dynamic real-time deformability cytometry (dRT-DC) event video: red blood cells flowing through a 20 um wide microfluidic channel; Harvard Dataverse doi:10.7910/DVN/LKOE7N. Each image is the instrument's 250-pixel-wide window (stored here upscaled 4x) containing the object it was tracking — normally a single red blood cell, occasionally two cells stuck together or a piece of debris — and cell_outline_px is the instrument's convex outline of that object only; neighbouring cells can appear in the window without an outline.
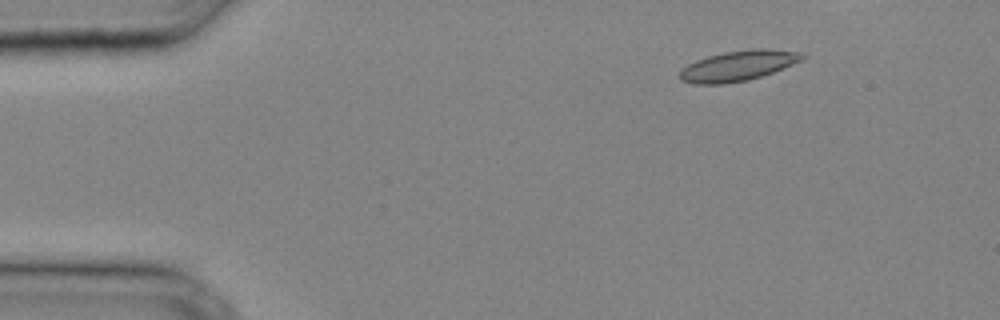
{"species": "common noctule bat (a hibernating species)", "species_latin": "Nyctalus noctula", "temperature_condition": "cold", "stored_images_in_passage": 30, "camera_frame_rate_fps": 3000, "um_per_image_px": 0.085, "animal": {"sex": "male", "body_mass_g": 20.4}, "frame": {"image": 1, "passage_image": 5, "time_ms": 1.333, "image_size_px": [1000, 320], "cell_outline_px": [[804, 56], [800, 60], [792, 64], [772, 72], [748, 80], [724, 84], [692, 84], [680, 80], [676, 76], [688, 64], [696, 60], [708, 56], [724, 52], [756, 48], [764, 48], [800, 52]], "centroid_in_image_um": [62.67, 5.6], "position_along_channel_um": 22.3, "area_um2": 21.44}}
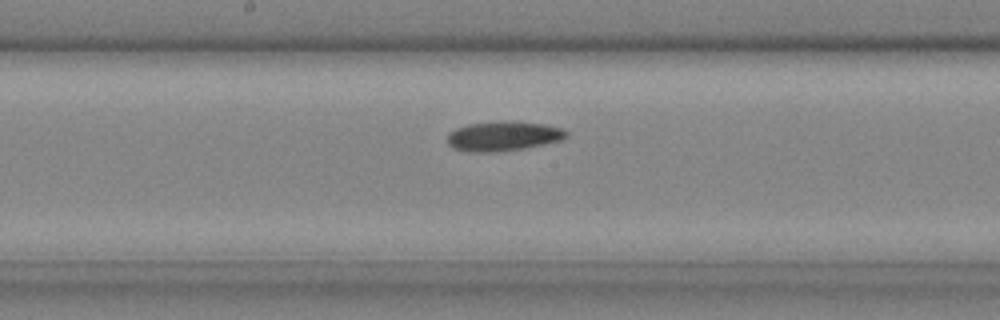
{"frame": {"image": 2, "passage_image": 19, "time_ms": 6.0, "image_size_px": [1000, 320], "cell_outline_px": [[568, 136], [564, 140], [524, 148], [496, 152], [468, 152], [452, 148], [448, 144], [448, 132], [456, 128], [468, 124], [544, 124], [560, 128], [568, 132]], "centroid_in_image_um": [42.76, 11.63], "position_along_channel_um": 205.4, "area_um2": 19.65}}
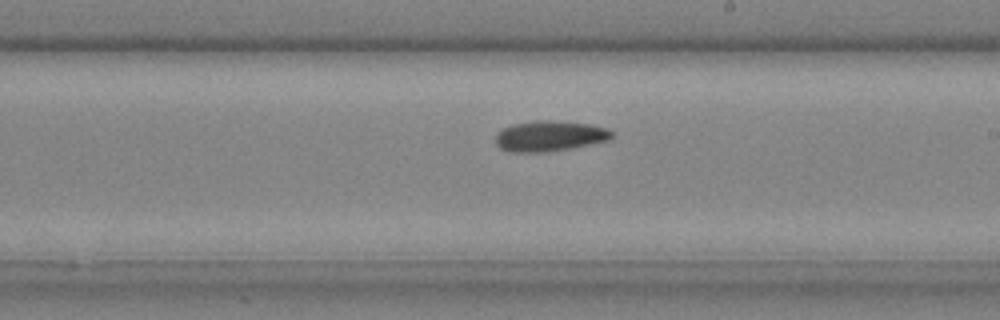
{"frame": {"image": 3, "passage_image": 21, "time_ms": 6.667, "image_size_px": [1000, 320], "cell_outline_px": [[612, 136], [608, 140], [572, 148], [548, 152], [508, 152], [500, 148], [496, 144], [496, 136], [504, 128], [516, 124], [536, 120], [544, 120], [588, 124], [608, 128], [612, 132]], "centroid_in_image_um": [46.72, 11.58], "position_along_channel_um": 242.3, "area_um2": 20.4}}